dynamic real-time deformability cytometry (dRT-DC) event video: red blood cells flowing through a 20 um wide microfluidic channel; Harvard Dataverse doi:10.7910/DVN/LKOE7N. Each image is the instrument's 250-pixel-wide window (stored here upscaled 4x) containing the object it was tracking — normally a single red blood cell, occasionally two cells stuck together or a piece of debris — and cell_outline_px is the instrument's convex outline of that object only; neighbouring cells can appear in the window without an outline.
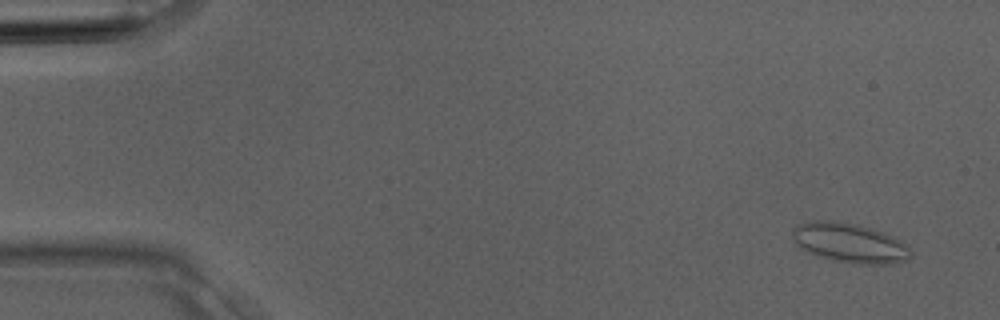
{"species": "Egyptian fruit bat (a non-hibernating species)", "species_latin": "Rousettus aegyptiacus", "temperature_condition": "room temperature", "stored_images_in_passage": 4, "camera_frame_rate_fps": 3000, "um_per_image_px": 0.085, "animal": {"sex": "male"}, "frame": {"image": 1, "passage_image": 4, "time_ms": 1.0, "image_size_px": [1000, 320], "cell_outline_px": [[912, 252], [908, 260], [892, 264], [852, 264], [832, 260], [816, 256], [796, 248], [792, 240], [792, 228], [796, 224], [816, 220], [832, 220], [856, 224], [872, 228], [884, 232], [900, 240]], "centroid_in_image_um": [72.15, 20.65], "position_along_channel_um": 12.9, "area_um2": 27.92}}